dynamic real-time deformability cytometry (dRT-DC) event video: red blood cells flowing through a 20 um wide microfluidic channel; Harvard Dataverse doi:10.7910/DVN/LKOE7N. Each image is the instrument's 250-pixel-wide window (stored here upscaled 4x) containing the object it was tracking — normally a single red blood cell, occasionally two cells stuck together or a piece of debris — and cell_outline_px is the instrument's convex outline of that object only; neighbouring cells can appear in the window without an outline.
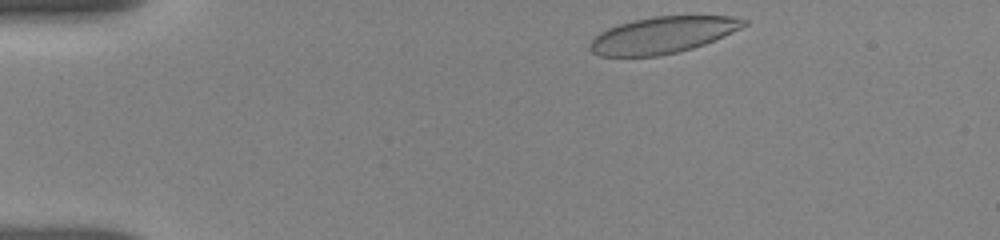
{"species": "human", "species_latin": "Homo sapiens", "temperature_condition": "room temperature", "stored_images_in_passage": 19, "camera_frame_rate_fps": 3000, "um_per_image_px": 0.085, "donor": {"sex": "female"}, "frame": {"image": 1, "passage_image": 1, "time_ms": 0.0, "image_size_px": [1000, 240], "cell_outline_px": [[748, 24], [724, 36], [704, 44], [692, 48], [660, 56], [600, 56], [592, 52], [588, 48], [588, 44], [600, 32], [608, 28], [620, 24], [636, 20], [656, 16], [732, 16], [748, 20]], "centroid_in_image_um": [56.32, 2.98], "position_along_channel_um": 28.7, "area_um2": 32.54}}
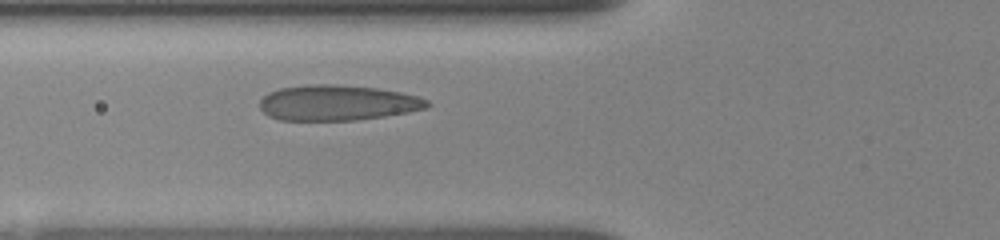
{"frame": {"image": 2, "passage_image": 9, "time_ms": 3.667, "image_size_px": [1000, 240], "cell_outline_px": [[432, 104], [428, 108], [408, 112], [384, 116], [356, 120], [280, 120], [268, 116], [260, 108], [260, 100], [268, 92], [280, 88], [308, 84], [332, 84], [376, 88], [400, 92], [420, 96], [428, 100]], "centroid_in_image_um": [28.7, 8.73], "position_along_channel_um": 97.1, "area_um2": 34.74}}
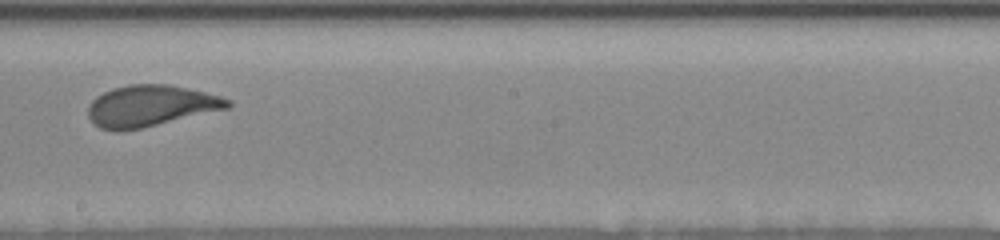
{"frame": {"image": 3, "passage_image": 17, "time_ms": 7.333, "image_size_px": [1000, 240], "cell_outline_px": [[232, 104], [228, 108], [144, 128], [116, 132], [100, 128], [88, 116], [88, 104], [96, 96], [112, 88], [128, 84], [168, 84], [204, 92], [220, 96], [232, 100]], "centroid_in_image_um": [12.78, 9.0], "position_along_channel_um": 235.4, "area_um2": 33.7}}